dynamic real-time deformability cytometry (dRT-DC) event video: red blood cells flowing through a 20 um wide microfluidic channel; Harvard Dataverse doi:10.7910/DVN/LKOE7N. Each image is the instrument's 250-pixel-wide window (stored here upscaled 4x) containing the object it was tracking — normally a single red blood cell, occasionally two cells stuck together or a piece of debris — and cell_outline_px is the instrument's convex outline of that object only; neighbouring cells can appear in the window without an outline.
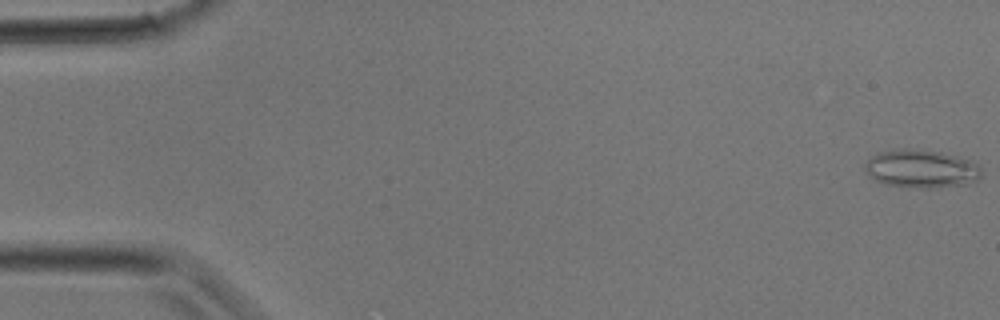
{"species": "common noctule bat (a hibernating species)", "species_latin": "Nyctalus noctula", "temperature_condition": "room temperature", "stored_images_in_passage": 10, "camera_frame_rate_fps": 3000, "um_per_image_px": 0.085, "animal": {"sex": "male", "body_mass_g": 17.9}, "frame": {"image": 1, "passage_image": 1, "time_ms": 0.0, "image_size_px": [1000, 320], "cell_outline_px": [[980, 176], [976, 184], [932, 188], [916, 188], [888, 184], [876, 180], [864, 172], [864, 164], [876, 152], [896, 148], [908, 148], [940, 152], [956, 156], [968, 160], [976, 164], [980, 168]], "centroid_in_image_um": [78.3, 14.35], "position_along_channel_um": 6.7, "area_um2": 26.18}}